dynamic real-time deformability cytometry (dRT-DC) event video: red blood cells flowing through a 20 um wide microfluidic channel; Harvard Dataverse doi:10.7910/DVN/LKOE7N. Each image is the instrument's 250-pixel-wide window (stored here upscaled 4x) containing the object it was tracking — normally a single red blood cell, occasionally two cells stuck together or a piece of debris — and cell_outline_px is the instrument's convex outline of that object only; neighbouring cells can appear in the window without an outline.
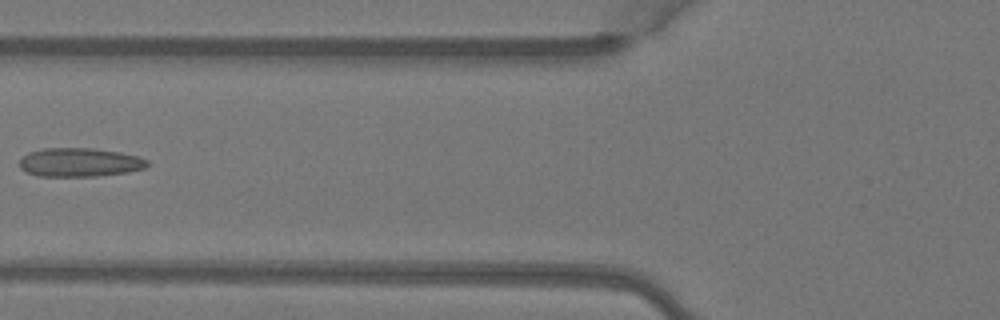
{"species": "Egyptian fruit bat (a non-hibernating species)", "species_latin": "Rousettus aegyptiacus", "temperature_condition": "warm", "stored_images_in_passage": 7, "camera_frame_rate_fps": 3000, "um_per_image_px": 0.085, "animal": {"sex": "female"}, "frame": {"image": 1, "passage_image": 6, "time_ms": 1.667, "image_size_px": [1000, 320], "cell_outline_px": [[148, 164], [144, 168], [128, 172], [96, 176], [40, 176], [28, 172], [20, 168], [20, 160], [28, 152], [44, 148], [92, 148], [120, 152], [136, 156], [148, 160]], "centroid_in_image_um": [6.77, 13.79], "position_along_channel_um": 119.0, "area_um2": 21.27}}
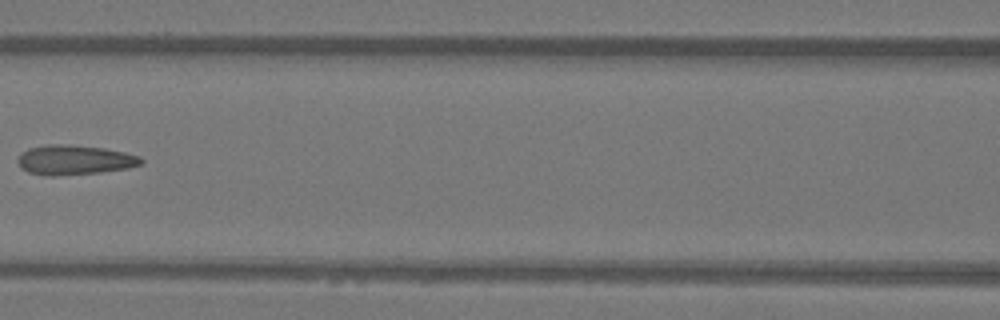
{"frame": {"image": 2, "passage_image": 7, "time_ms": 2.0, "image_size_px": [1000, 320], "cell_outline_px": [[144, 164], [128, 168], [100, 172], [52, 176], [44, 176], [28, 172], [20, 168], [16, 160], [20, 152], [28, 148], [48, 144], [64, 144], [104, 148], [124, 152], [140, 156], [144, 160]], "centroid_in_image_um": [6.3, 13.59], "position_along_channel_um": 160.3, "area_um2": 21.62}}